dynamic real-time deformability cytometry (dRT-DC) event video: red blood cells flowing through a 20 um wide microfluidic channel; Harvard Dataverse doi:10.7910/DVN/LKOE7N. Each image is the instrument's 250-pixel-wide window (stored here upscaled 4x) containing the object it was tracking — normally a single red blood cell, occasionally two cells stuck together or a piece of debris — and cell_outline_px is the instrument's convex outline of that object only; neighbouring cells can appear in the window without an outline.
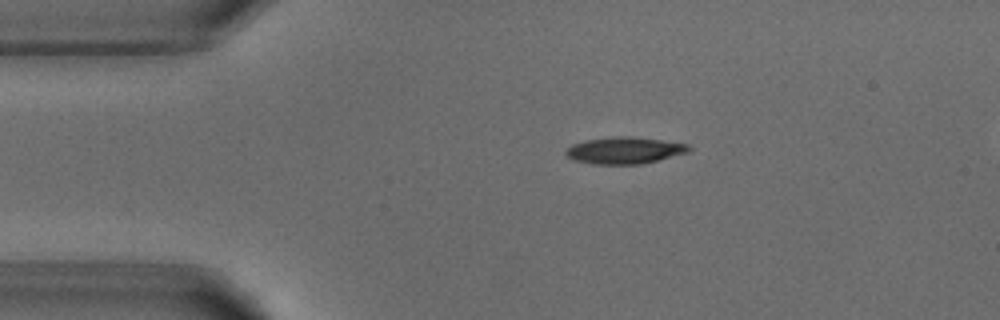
{"species": "common noctule bat (a hibernating species)", "species_latin": "Nyctalus noctula", "temperature_condition": "warm", "stored_images_in_passage": 3, "segment_of_instrument_passage": [1, 2], "camera_frame_rate_fps": 3000, "um_per_image_px": 0.085, "animal": {"sex": "male", "body_mass_g": 18.8}, "frame": {"image": 1, "passage_image": 1, "time_ms": 0.0, "image_size_px": [1000, 320], "cell_outline_px": [[692, 148], [688, 152], [640, 164], [592, 164], [572, 160], [564, 152], [572, 144], [584, 140], [616, 136], [628, 136], [660, 140], [688, 144]], "centroid_in_image_um": [53.04, 12.78], "position_along_channel_um": 32.0, "area_um2": 19.02}}